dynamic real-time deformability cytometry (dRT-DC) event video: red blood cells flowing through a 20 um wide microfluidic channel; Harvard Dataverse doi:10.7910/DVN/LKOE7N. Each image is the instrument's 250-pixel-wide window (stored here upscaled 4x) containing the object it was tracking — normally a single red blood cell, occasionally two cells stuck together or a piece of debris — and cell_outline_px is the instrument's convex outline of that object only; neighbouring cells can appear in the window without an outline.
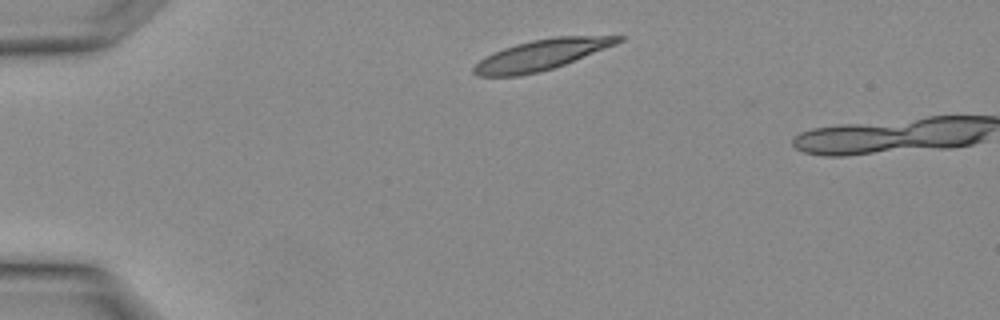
{"species": "Egyptian fruit bat (a non-hibernating species)", "species_latin": "Rousettus aegyptiacus", "temperature_condition": "warm", "stored_images_in_passage": 2, "camera_frame_rate_fps": 3000, "um_per_image_px": 0.085, "animal": {"sex": "female"}, "frame": {"image": 1, "passage_image": 1, "time_ms": 0.0, "image_size_px": [1000, 320], "cell_outline_px": [[624, 40], [616, 44], [564, 64], [540, 72], [516, 76], [476, 76], [472, 72], [472, 68], [484, 56], [504, 48], [516, 44], [532, 40], [552, 36], [624, 36]], "centroid_in_image_um": [45.98, 4.66], "position_along_channel_um": 39.0, "area_um2": 25.49}}